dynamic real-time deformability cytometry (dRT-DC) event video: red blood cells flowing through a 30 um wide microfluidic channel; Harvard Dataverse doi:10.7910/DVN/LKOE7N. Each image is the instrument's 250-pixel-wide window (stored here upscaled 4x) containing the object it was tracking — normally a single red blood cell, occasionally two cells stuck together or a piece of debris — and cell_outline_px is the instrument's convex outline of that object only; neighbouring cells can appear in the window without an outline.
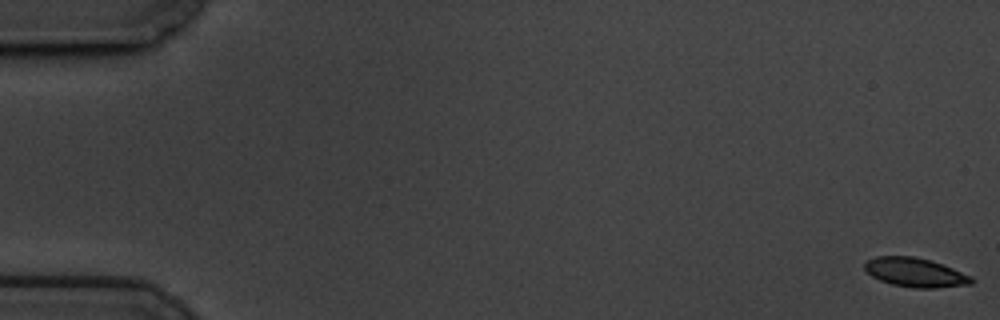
{"species": "common noctule bat (a hibernating species)", "species_latin": "Nyctalus noctula", "temperature_condition": "cold", "stored_images_in_passage": 7, "camera_frame_rate_fps": 3000, "um_per_image_px": 0.085, "animal": {"sex": "male", "body_mass_g": 19.5, "forearm_length_mm": 54.6}, "frame": {"image": 1, "passage_image": 1, "time_ms": 0.0, "image_size_px": [1000, 320], "cell_outline_px": [[976, 280], [972, 284], [936, 288], [912, 288], [892, 284], [880, 280], [872, 276], [864, 268], [864, 264], [868, 260], [876, 256], [912, 256], [932, 260], [972, 276]], "centroid_in_image_um": [77.83, 23.16], "position_along_channel_um": 7.2, "area_um2": 18.21}}
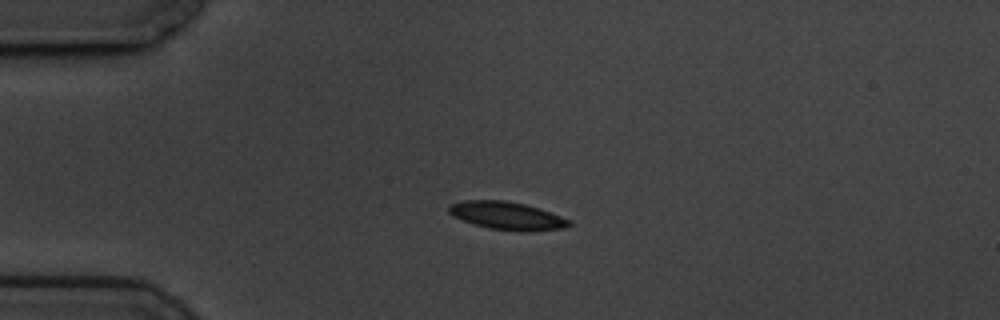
{"frame": {"image": 2, "passage_image": 5, "time_ms": 1.333, "image_size_px": [1000, 320], "cell_outline_px": [[572, 224], [564, 228], [532, 232], [520, 232], [488, 228], [472, 224], [452, 216], [448, 212], [448, 208], [452, 204], [464, 200], [504, 200], [524, 204], [540, 208], [572, 220]], "centroid_in_image_um": [43.13, 18.35], "position_along_channel_um": 41.9, "area_um2": 19.88}}
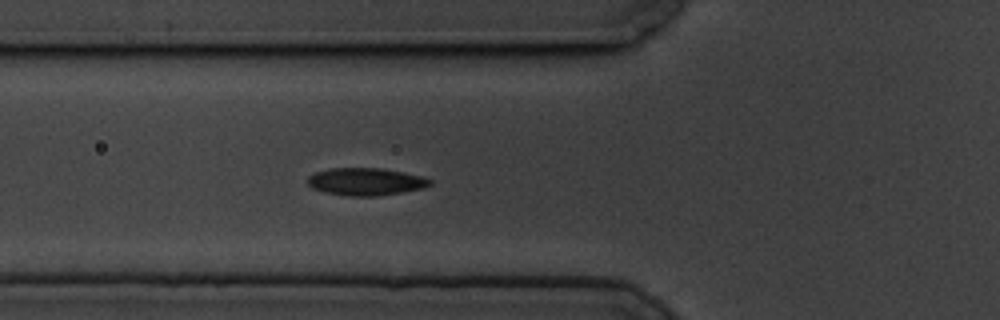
{"frame": {"image": 3, "passage_image": 7, "time_ms": 2.0, "image_size_px": [1000, 320], "cell_outline_px": [[432, 184], [424, 188], [376, 196], [348, 196], [324, 192], [312, 188], [308, 184], [308, 176], [316, 172], [328, 168], [384, 168], [424, 176], [432, 180]], "centroid_in_image_um": [31.1, 15.43], "position_along_channel_um": 94.7, "area_um2": 19.71}}